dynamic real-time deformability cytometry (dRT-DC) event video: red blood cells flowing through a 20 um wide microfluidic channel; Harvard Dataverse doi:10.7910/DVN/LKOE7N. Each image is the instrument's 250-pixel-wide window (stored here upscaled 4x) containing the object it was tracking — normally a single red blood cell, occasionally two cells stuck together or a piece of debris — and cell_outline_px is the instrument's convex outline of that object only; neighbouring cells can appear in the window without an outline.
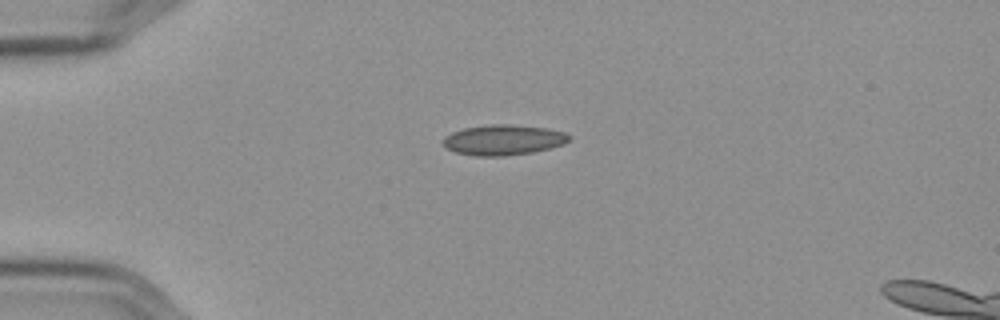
{"species": "Egyptian fruit bat (a non-hibernating species)", "species_latin": "Rousettus aegyptiacus", "temperature_condition": "cold", "stored_images_in_passage": 43, "camera_frame_rate_fps": 3000, "um_per_image_px": 0.085, "frame": {"image": 1, "passage_image": 1, "time_ms": 0.0, "image_size_px": [1000, 320], "cell_outline_px": [[572, 136], [564, 144], [552, 148], [532, 152], [504, 156], [476, 156], [456, 152], [444, 148], [440, 140], [444, 136], [452, 132], [464, 128], [488, 124], [508, 124], [548, 128], [564, 132]], "centroid_in_image_um": [42.75, 11.89], "position_along_channel_um": 42.2, "area_um2": 22.6}}
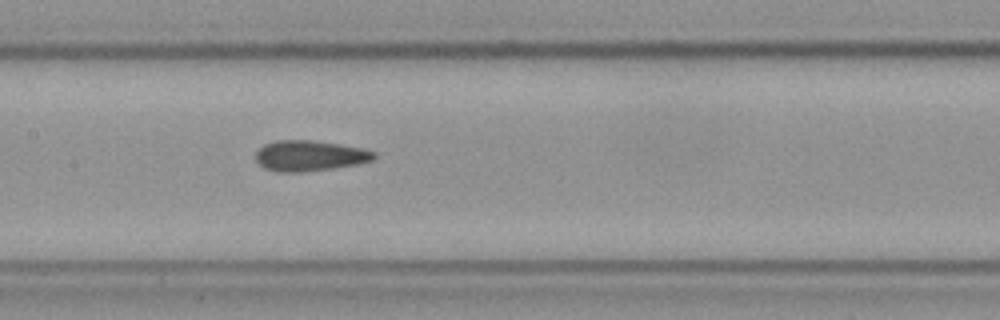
{"frame": {"image": 2, "passage_image": 15, "time_ms": 4.667, "image_size_px": [1000, 320], "cell_outline_px": [[376, 156], [372, 160], [356, 164], [332, 168], [300, 172], [280, 172], [264, 168], [256, 160], [256, 152], [264, 144], [276, 140], [312, 140], [340, 144], [364, 148], [376, 152]], "centroid_in_image_um": [26.32, 13.23], "position_along_channel_um": 181.1, "area_um2": 21.04}}
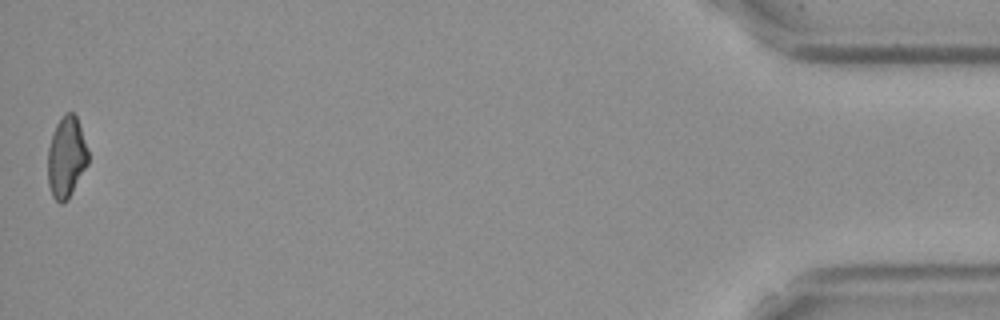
{"frame": {"image": 3, "passage_image": 43, "time_ms": 14.0, "image_size_px": [1000, 320], "cell_outline_px": [[88, 164], [72, 192], [60, 204], [52, 196], [48, 184], [48, 148], [56, 124], [64, 112], [72, 112], [76, 116], [88, 152]], "centroid_in_image_um": [5.63, 13.35], "position_along_channel_um": 429.6, "area_um2": 18.73}, "authors_computed_cell_mechanics": {"area_um2": 20.8658, "velocity_mm_per_s": 3.6007, "shape_relaxation_time_tau1_ms": null, "shape_relaxation_time_tau2_ms": 1.6745, "deformation_change_tau1": null, "deformation_change_tau2": 0.0569}}